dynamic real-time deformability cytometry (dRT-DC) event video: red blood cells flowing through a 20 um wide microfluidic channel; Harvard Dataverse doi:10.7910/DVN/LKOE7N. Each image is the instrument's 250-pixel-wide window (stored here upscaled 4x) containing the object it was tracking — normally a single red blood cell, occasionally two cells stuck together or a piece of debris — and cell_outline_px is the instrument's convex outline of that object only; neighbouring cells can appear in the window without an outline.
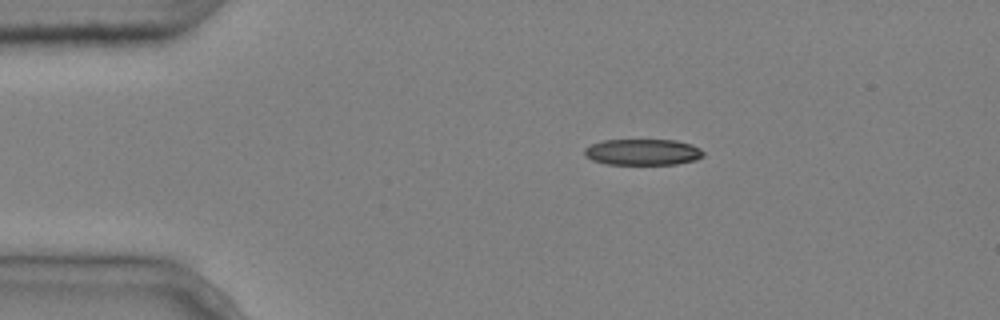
{"species": "common noctule bat (a hibernating species)", "species_latin": "Nyctalus noctula", "temperature_condition": "cold", "stored_images_in_passage": 4, "camera_frame_rate_fps": 3000, "um_per_image_px": 0.085, "animal": {"sex": "male", "body_mass_g": 20.4}, "frame": {"image": 1, "passage_image": 1, "time_ms": 0.0, "image_size_px": [1000, 320], "cell_outline_px": [[704, 156], [696, 160], [676, 164], [604, 164], [592, 160], [584, 156], [584, 148], [592, 144], [604, 140], [676, 140], [692, 144], [700, 148], [704, 152]], "centroid_in_image_um": [54.64, 12.93], "position_along_channel_um": 30.4, "area_um2": 18.26}}
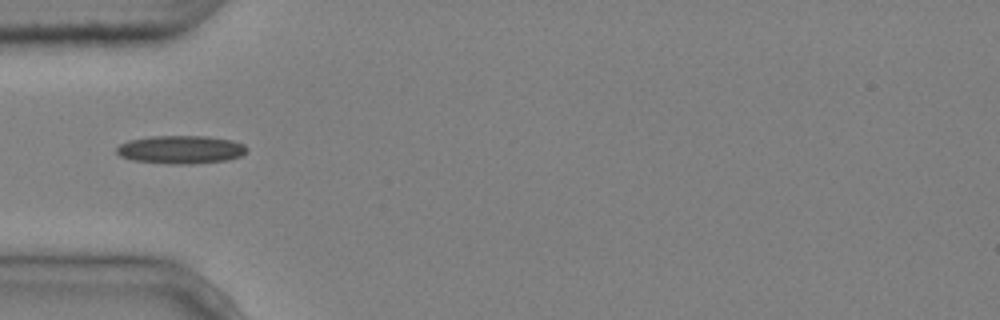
{"frame": {"image": 2, "passage_image": 3, "time_ms": 0.667, "image_size_px": [1000, 320], "cell_outline_px": [[248, 152], [240, 156], [228, 160], [192, 164], [172, 164], [132, 160], [120, 156], [116, 152], [116, 148], [120, 144], [128, 140], [152, 136], [208, 136], [232, 140], [244, 144], [248, 148]], "centroid_in_image_um": [15.39, 12.71], "position_along_channel_um": 69.6, "area_um2": 21.56}}